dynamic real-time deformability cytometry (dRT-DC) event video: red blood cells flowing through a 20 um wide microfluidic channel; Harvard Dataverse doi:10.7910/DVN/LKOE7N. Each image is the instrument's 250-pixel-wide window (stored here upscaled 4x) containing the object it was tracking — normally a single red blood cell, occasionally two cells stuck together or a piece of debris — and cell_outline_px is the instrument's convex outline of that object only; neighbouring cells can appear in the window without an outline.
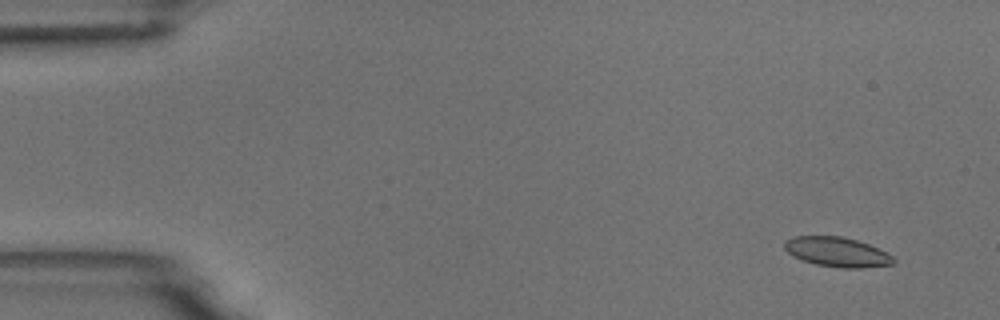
{"species": "common noctule bat (a hibernating species)", "species_latin": "Nyctalus noctula", "temperature_condition": "room temperature", "stored_images_in_passage": 10, "camera_frame_rate_fps": 3000, "um_per_image_px": 0.085, "animal": {"sex": "male", "body_mass_g": 18.8}, "frame": {"image": 1, "passage_image": 1, "time_ms": 0.0, "image_size_px": [1000, 320], "cell_outline_px": [[896, 264], [864, 268], [840, 268], [816, 264], [792, 256], [784, 248], [784, 244], [792, 236], [840, 236], [856, 240], [868, 244], [892, 256], [896, 260]], "centroid_in_image_um": [71.16, 21.43], "position_along_channel_um": 13.8, "area_um2": 18.73}}
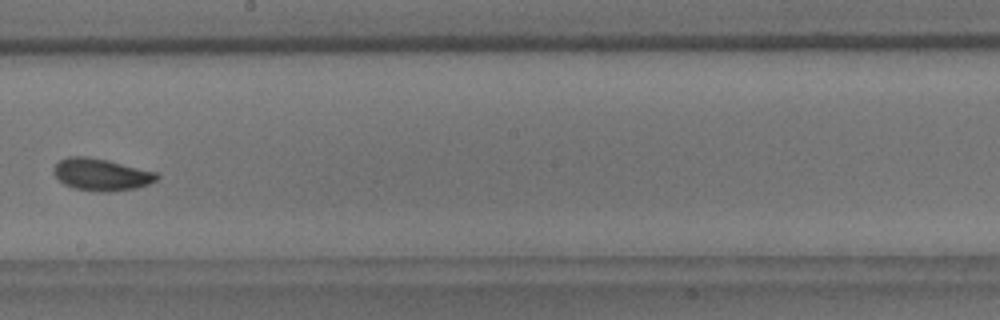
{"frame": {"image": 2, "passage_image": 9, "time_ms": 9.333, "image_size_px": [1000, 320], "cell_outline_px": [[160, 176], [156, 180], [148, 184], [136, 188], [108, 192], [100, 192], [76, 188], [64, 184], [52, 172], [52, 168], [60, 160], [68, 156], [84, 156], [108, 160], [156, 172]], "centroid_in_image_um": [8.6, 14.83], "position_along_channel_um": 239.6, "area_um2": 19.19}}
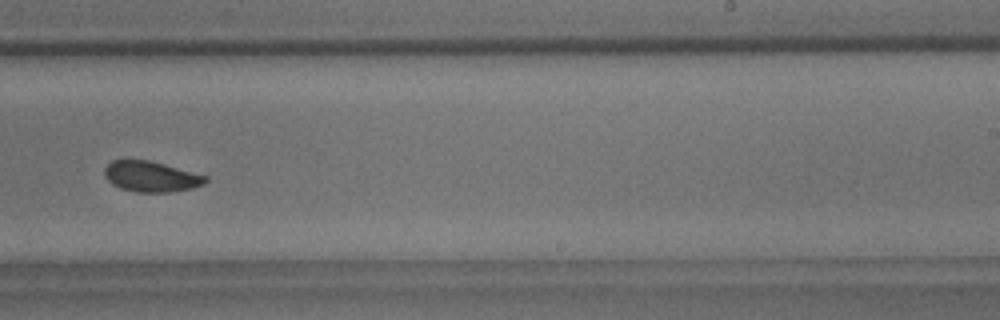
{"frame": {"image": 3, "passage_image": 10, "time_ms": 10.333, "image_size_px": [1000, 320], "cell_outline_px": [[208, 180], [204, 184], [192, 188], [172, 192], [136, 192], [120, 188], [112, 184], [104, 176], [104, 168], [112, 160], [148, 160], [164, 164], [208, 176]], "centroid_in_image_um": [12.84, 15.01], "position_along_channel_um": 276.2, "area_um2": 18.03}}